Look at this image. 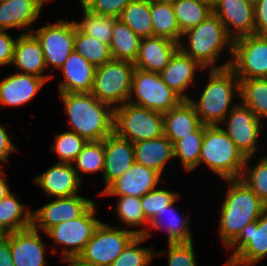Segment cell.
<instances>
[{
	"mask_svg": "<svg viewBox=\"0 0 267 266\" xmlns=\"http://www.w3.org/2000/svg\"><path fill=\"white\" fill-rule=\"evenodd\" d=\"M179 196L177 191L174 192L158 187L144 194L140 198V202L145 219L150 222L159 212H162L165 207L171 205Z\"/></svg>",
	"mask_w": 267,
	"mask_h": 266,
	"instance_id": "ee69618b",
	"label": "cell"
},
{
	"mask_svg": "<svg viewBox=\"0 0 267 266\" xmlns=\"http://www.w3.org/2000/svg\"><path fill=\"white\" fill-rule=\"evenodd\" d=\"M142 38L120 19L114 20L110 51L112 59L133 62L136 60Z\"/></svg>",
	"mask_w": 267,
	"mask_h": 266,
	"instance_id": "4dcf8cb0",
	"label": "cell"
},
{
	"mask_svg": "<svg viewBox=\"0 0 267 266\" xmlns=\"http://www.w3.org/2000/svg\"><path fill=\"white\" fill-rule=\"evenodd\" d=\"M135 70L133 62L111 59L95 69L91 94L113 109L128 102Z\"/></svg>",
	"mask_w": 267,
	"mask_h": 266,
	"instance_id": "52a82bcc",
	"label": "cell"
},
{
	"mask_svg": "<svg viewBox=\"0 0 267 266\" xmlns=\"http://www.w3.org/2000/svg\"><path fill=\"white\" fill-rule=\"evenodd\" d=\"M104 139L101 141H89L72 162L79 179L83 182L82 174L103 173L104 171ZM82 172V174H81Z\"/></svg>",
	"mask_w": 267,
	"mask_h": 266,
	"instance_id": "f35d334b",
	"label": "cell"
},
{
	"mask_svg": "<svg viewBox=\"0 0 267 266\" xmlns=\"http://www.w3.org/2000/svg\"><path fill=\"white\" fill-rule=\"evenodd\" d=\"M179 49L206 70L224 69L230 67L233 39L226 32L222 21L212 13L197 26L182 33ZM225 50L230 59L218 65V58Z\"/></svg>",
	"mask_w": 267,
	"mask_h": 266,
	"instance_id": "6da1fadb",
	"label": "cell"
},
{
	"mask_svg": "<svg viewBox=\"0 0 267 266\" xmlns=\"http://www.w3.org/2000/svg\"><path fill=\"white\" fill-rule=\"evenodd\" d=\"M40 230L33 226L10 233V250L14 266H47L46 246Z\"/></svg>",
	"mask_w": 267,
	"mask_h": 266,
	"instance_id": "ffe728a7",
	"label": "cell"
},
{
	"mask_svg": "<svg viewBox=\"0 0 267 266\" xmlns=\"http://www.w3.org/2000/svg\"><path fill=\"white\" fill-rule=\"evenodd\" d=\"M193 244L194 242L167 243L165 251H155V258L167 255V266H198Z\"/></svg>",
	"mask_w": 267,
	"mask_h": 266,
	"instance_id": "f6af8a7d",
	"label": "cell"
},
{
	"mask_svg": "<svg viewBox=\"0 0 267 266\" xmlns=\"http://www.w3.org/2000/svg\"><path fill=\"white\" fill-rule=\"evenodd\" d=\"M0 266H14L10 250V233L0 235Z\"/></svg>",
	"mask_w": 267,
	"mask_h": 266,
	"instance_id": "f907efd6",
	"label": "cell"
},
{
	"mask_svg": "<svg viewBox=\"0 0 267 266\" xmlns=\"http://www.w3.org/2000/svg\"><path fill=\"white\" fill-rule=\"evenodd\" d=\"M88 141L73 131L56 132L55 144L50 147L51 152L58 156L57 162L72 163Z\"/></svg>",
	"mask_w": 267,
	"mask_h": 266,
	"instance_id": "7bdbcfd3",
	"label": "cell"
},
{
	"mask_svg": "<svg viewBox=\"0 0 267 266\" xmlns=\"http://www.w3.org/2000/svg\"><path fill=\"white\" fill-rule=\"evenodd\" d=\"M206 70L196 60L183 53L180 49L172 56L166 67L160 72L162 80L183 100H189L187 89L192 86L197 71Z\"/></svg>",
	"mask_w": 267,
	"mask_h": 266,
	"instance_id": "7402d4cb",
	"label": "cell"
},
{
	"mask_svg": "<svg viewBox=\"0 0 267 266\" xmlns=\"http://www.w3.org/2000/svg\"><path fill=\"white\" fill-rule=\"evenodd\" d=\"M230 68L239 80L267 78V35H248L233 40Z\"/></svg>",
	"mask_w": 267,
	"mask_h": 266,
	"instance_id": "8fae6325",
	"label": "cell"
},
{
	"mask_svg": "<svg viewBox=\"0 0 267 266\" xmlns=\"http://www.w3.org/2000/svg\"><path fill=\"white\" fill-rule=\"evenodd\" d=\"M249 1H251L252 3H255L257 0H249Z\"/></svg>",
	"mask_w": 267,
	"mask_h": 266,
	"instance_id": "9f6ffc18",
	"label": "cell"
},
{
	"mask_svg": "<svg viewBox=\"0 0 267 266\" xmlns=\"http://www.w3.org/2000/svg\"><path fill=\"white\" fill-rule=\"evenodd\" d=\"M44 0H8L0 2V30L23 29L20 34L31 33L30 26L40 17ZM25 31V32H24Z\"/></svg>",
	"mask_w": 267,
	"mask_h": 266,
	"instance_id": "cb8c5ba5",
	"label": "cell"
},
{
	"mask_svg": "<svg viewBox=\"0 0 267 266\" xmlns=\"http://www.w3.org/2000/svg\"><path fill=\"white\" fill-rule=\"evenodd\" d=\"M15 43L16 37L0 30V66L12 64Z\"/></svg>",
	"mask_w": 267,
	"mask_h": 266,
	"instance_id": "7dc6e473",
	"label": "cell"
},
{
	"mask_svg": "<svg viewBox=\"0 0 267 266\" xmlns=\"http://www.w3.org/2000/svg\"><path fill=\"white\" fill-rule=\"evenodd\" d=\"M33 182L46 193L47 197L65 198L79 194L82 181L79 179L72 163L56 162Z\"/></svg>",
	"mask_w": 267,
	"mask_h": 266,
	"instance_id": "d6986e66",
	"label": "cell"
},
{
	"mask_svg": "<svg viewBox=\"0 0 267 266\" xmlns=\"http://www.w3.org/2000/svg\"><path fill=\"white\" fill-rule=\"evenodd\" d=\"M74 50L95 67L112 59L110 45L83 33L76 23Z\"/></svg>",
	"mask_w": 267,
	"mask_h": 266,
	"instance_id": "74e56055",
	"label": "cell"
},
{
	"mask_svg": "<svg viewBox=\"0 0 267 266\" xmlns=\"http://www.w3.org/2000/svg\"><path fill=\"white\" fill-rule=\"evenodd\" d=\"M104 154L102 180L105 186L99 195L135 163L133 143L117 136L114 132L104 139Z\"/></svg>",
	"mask_w": 267,
	"mask_h": 266,
	"instance_id": "e0dca14e",
	"label": "cell"
},
{
	"mask_svg": "<svg viewBox=\"0 0 267 266\" xmlns=\"http://www.w3.org/2000/svg\"><path fill=\"white\" fill-rule=\"evenodd\" d=\"M13 192L0 200V235L32 226V211Z\"/></svg>",
	"mask_w": 267,
	"mask_h": 266,
	"instance_id": "f546056e",
	"label": "cell"
},
{
	"mask_svg": "<svg viewBox=\"0 0 267 266\" xmlns=\"http://www.w3.org/2000/svg\"><path fill=\"white\" fill-rule=\"evenodd\" d=\"M164 135L174 144L194 132L202 123L189 100L163 113Z\"/></svg>",
	"mask_w": 267,
	"mask_h": 266,
	"instance_id": "4316f807",
	"label": "cell"
},
{
	"mask_svg": "<svg viewBox=\"0 0 267 266\" xmlns=\"http://www.w3.org/2000/svg\"><path fill=\"white\" fill-rule=\"evenodd\" d=\"M255 34L267 35V0L254 3Z\"/></svg>",
	"mask_w": 267,
	"mask_h": 266,
	"instance_id": "c3c4849f",
	"label": "cell"
},
{
	"mask_svg": "<svg viewBox=\"0 0 267 266\" xmlns=\"http://www.w3.org/2000/svg\"><path fill=\"white\" fill-rule=\"evenodd\" d=\"M118 19L141 38L153 36L150 0H133L124 8Z\"/></svg>",
	"mask_w": 267,
	"mask_h": 266,
	"instance_id": "d590c367",
	"label": "cell"
},
{
	"mask_svg": "<svg viewBox=\"0 0 267 266\" xmlns=\"http://www.w3.org/2000/svg\"><path fill=\"white\" fill-rule=\"evenodd\" d=\"M246 157L220 125H204L199 166L205 165L218 177L240 179Z\"/></svg>",
	"mask_w": 267,
	"mask_h": 266,
	"instance_id": "5b68a950",
	"label": "cell"
},
{
	"mask_svg": "<svg viewBox=\"0 0 267 266\" xmlns=\"http://www.w3.org/2000/svg\"><path fill=\"white\" fill-rule=\"evenodd\" d=\"M135 236L130 229L101 221L78 257L89 264L110 266Z\"/></svg>",
	"mask_w": 267,
	"mask_h": 266,
	"instance_id": "30bf717a",
	"label": "cell"
},
{
	"mask_svg": "<svg viewBox=\"0 0 267 266\" xmlns=\"http://www.w3.org/2000/svg\"><path fill=\"white\" fill-rule=\"evenodd\" d=\"M3 168L0 167V200L12 192L7 181L8 178H5L7 174Z\"/></svg>",
	"mask_w": 267,
	"mask_h": 266,
	"instance_id": "816d5d0a",
	"label": "cell"
},
{
	"mask_svg": "<svg viewBox=\"0 0 267 266\" xmlns=\"http://www.w3.org/2000/svg\"><path fill=\"white\" fill-rule=\"evenodd\" d=\"M223 266H241L234 258H228V261L226 260V263L223 264Z\"/></svg>",
	"mask_w": 267,
	"mask_h": 266,
	"instance_id": "db71d44e",
	"label": "cell"
},
{
	"mask_svg": "<svg viewBox=\"0 0 267 266\" xmlns=\"http://www.w3.org/2000/svg\"><path fill=\"white\" fill-rule=\"evenodd\" d=\"M11 65H14L13 67L18 73L41 77L47 82L55 77L51 73L44 74L47 67L43 50L38 39L32 33L19 34L16 38Z\"/></svg>",
	"mask_w": 267,
	"mask_h": 266,
	"instance_id": "44dd1931",
	"label": "cell"
},
{
	"mask_svg": "<svg viewBox=\"0 0 267 266\" xmlns=\"http://www.w3.org/2000/svg\"><path fill=\"white\" fill-rule=\"evenodd\" d=\"M178 49V42L157 36L145 37L133 64L137 69L160 73Z\"/></svg>",
	"mask_w": 267,
	"mask_h": 266,
	"instance_id": "484cf974",
	"label": "cell"
},
{
	"mask_svg": "<svg viewBox=\"0 0 267 266\" xmlns=\"http://www.w3.org/2000/svg\"><path fill=\"white\" fill-rule=\"evenodd\" d=\"M212 13L233 40L255 34L254 3L249 0H212Z\"/></svg>",
	"mask_w": 267,
	"mask_h": 266,
	"instance_id": "2e32d148",
	"label": "cell"
},
{
	"mask_svg": "<svg viewBox=\"0 0 267 266\" xmlns=\"http://www.w3.org/2000/svg\"><path fill=\"white\" fill-rule=\"evenodd\" d=\"M70 131L89 141H101L113 133L114 109L91 92L59 93Z\"/></svg>",
	"mask_w": 267,
	"mask_h": 266,
	"instance_id": "7a4b0ae2",
	"label": "cell"
},
{
	"mask_svg": "<svg viewBox=\"0 0 267 266\" xmlns=\"http://www.w3.org/2000/svg\"><path fill=\"white\" fill-rule=\"evenodd\" d=\"M253 156L247 157L240 180L267 205V160L262 156L250 166Z\"/></svg>",
	"mask_w": 267,
	"mask_h": 266,
	"instance_id": "b9f144b4",
	"label": "cell"
},
{
	"mask_svg": "<svg viewBox=\"0 0 267 266\" xmlns=\"http://www.w3.org/2000/svg\"><path fill=\"white\" fill-rule=\"evenodd\" d=\"M240 101L263 124L267 119V78L239 80Z\"/></svg>",
	"mask_w": 267,
	"mask_h": 266,
	"instance_id": "d6a6232c",
	"label": "cell"
},
{
	"mask_svg": "<svg viewBox=\"0 0 267 266\" xmlns=\"http://www.w3.org/2000/svg\"><path fill=\"white\" fill-rule=\"evenodd\" d=\"M241 266H254L267 256V208L257 221L246 225L239 236L227 247Z\"/></svg>",
	"mask_w": 267,
	"mask_h": 266,
	"instance_id": "5bb4252c",
	"label": "cell"
},
{
	"mask_svg": "<svg viewBox=\"0 0 267 266\" xmlns=\"http://www.w3.org/2000/svg\"><path fill=\"white\" fill-rule=\"evenodd\" d=\"M220 127L228 134L240 152L247 158L258 151L262 122L240 101L227 114ZM225 125V126H224Z\"/></svg>",
	"mask_w": 267,
	"mask_h": 266,
	"instance_id": "4fadbf2b",
	"label": "cell"
},
{
	"mask_svg": "<svg viewBox=\"0 0 267 266\" xmlns=\"http://www.w3.org/2000/svg\"><path fill=\"white\" fill-rule=\"evenodd\" d=\"M96 67L75 50L59 69L62 81L58 84L59 93L91 92Z\"/></svg>",
	"mask_w": 267,
	"mask_h": 266,
	"instance_id": "d4e9b609",
	"label": "cell"
},
{
	"mask_svg": "<svg viewBox=\"0 0 267 266\" xmlns=\"http://www.w3.org/2000/svg\"><path fill=\"white\" fill-rule=\"evenodd\" d=\"M95 201L79 194L55 198L32 210V226L43 232V235L53 226L80 217Z\"/></svg>",
	"mask_w": 267,
	"mask_h": 266,
	"instance_id": "9a60e30c",
	"label": "cell"
},
{
	"mask_svg": "<svg viewBox=\"0 0 267 266\" xmlns=\"http://www.w3.org/2000/svg\"><path fill=\"white\" fill-rule=\"evenodd\" d=\"M162 176L143 165L134 163L127 172L114 181L101 196H134L141 198L160 186ZM160 183V184H159Z\"/></svg>",
	"mask_w": 267,
	"mask_h": 266,
	"instance_id": "ac0fdd59",
	"label": "cell"
},
{
	"mask_svg": "<svg viewBox=\"0 0 267 266\" xmlns=\"http://www.w3.org/2000/svg\"><path fill=\"white\" fill-rule=\"evenodd\" d=\"M153 36L180 42L182 33L174 13L172 2L150 0Z\"/></svg>",
	"mask_w": 267,
	"mask_h": 266,
	"instance_id": "1f68e13d",
	"label": "cell"
},
{
	"mask_svg": "<svg viewBox=\"0 0 267 266\" xmlns=\"http://www.w3.org/2000/svg\"><path fill=\"white\" fill-rule=\"evenodd\" d=\"M172 6L181 33L197 26L212 14L210 0H175Z\"/></svg>",
	"mask_w": 267,
	"mask_h": 266,
	"instance_id": "836d02e7",
	"label": "cell"
},
{
	"mask_svg": "<svg viewBox=\"0 0 267 266\" xmlns=\"http://www.w3.org/2000/svg\"><path fill=\"white\" fill-rule=\"evenodd\" d=\"M64 262H66L69 266H97L94 264L86 263L82 261L79 257H73L65 260Z\"/></svg>",
	"mask_w": 267,
	"mask_h": 266,
	"instance_id": "f5cc1de1",
	"label": "cell"
},
{
	"mask_svg": "<svg viewBox=\"0 0 267 266\" xmlns=\"http://www.w3.org/2000/svg\"><path fill=\"white\" fill-rule=\"evenodd\" d=\"M227 192L220 206L219 238L226 248L242 229L257 221L267 205L240 179H225Z\"/></svg>",
	"mask_w": 267,
	"mask_h": 266,
	"instance_id": "3957f363",
	"label": "cell"
},
{
	"mask_svg": "<svg viewBox=\"0 0 267 266\" xmlns=\"http://www.w3.org/2000/svg\"><path fill=\"white\" fill-rule=\"evenodd\" d=\"M182 100L162 80L160 73L135 68L129 103L165 113L177 106Z\"/></svg>",
	"mask_w": 267,
	"mask_h": 266,
	"instance_id": "9c48e42d",
	"label": "cell"
},
{
	"mask_svg": "<svg viewBox=\"0 0 267 266\" xmlns=\"http://www.w3.org/2000/svg\"><path fill=\"white\" fill-rule=\"evenodd\" d=\"M207 84L199 98L189 99L203 125H221L227 114L239 103L240 83L235 72L230 68L209 69Z\"/></svg>",
	"mask_w": 267,
	"mask_h": 266,
	"instance_id": "277c9868",
	"label": "cell"
},
{
	"mask_svg": "<svg viewBox=\"0 0 267 266\" xmlns=\"http://www.w3.org/2000/svg\"><path fill=\"white\" fill-rule=\"evenodd\" d=\"M31 33L41 45L46 67H53L52 70L60 69L74 51L75 19H60L56 23L34 28Z\"/></svg>",
	"mask_w": 267,
	"mask_h": 266,
	"instance_id": "7c38bea8",
	"label": "cell"
},
{
	"mask_svg": "<svg viewBox=\"0 0 267 266\" xmlns=\"http://www.w3.org/2000/svg\"><path fill=\"white\" fill-rule=\"evenodd\" d=\"M7 132L8 131H6V126L0 125V167H4V162H9V154L14 151H18Z\"/></svg>",
	"mask_w": 267,
	"mask_h": 266,
	"instance_id": "681fc988",
	"label": "cell"
},
{
	"mask_svg": "<svg viewBox=\"0 0 267 266\" xmlns=\"http://www.w3.org/2000/svg\"><path fill=\"white\" fill-rule=\"evenodd\" d=\"M96 214L97 205L94 202L80 217L61 222L45 233L55 244L62 246V262L78 257L83 252L101 223V220L96 218Z\"/></svg>",
	"mask_w": 267,
	"mask_h": 266,
	"instance_id": "ba28073f",
	"label": "cell"
},
{
	"mask_svg": "<svg viewBox=\"0 0 267 266\" xmlns=\"http://www.w3.org/2000/svg\"><path fill=\"white\" fill-rule=\"evenodd\" d=\"M203 136L204 125L201 124L194 132L173 144L174 159H179L181 167L187 172L198 168Z\"/></svg>",
	"mask_w": 267,
	"mask_h": 266,
	"instance_id": "8d00e7d4",
	"label": "cell"
},
{
	"mask_svg": "<svg viewBox=\"0 0 267 266\" xmlns=\"http://www.w3.org/2000/svg\"><path fill=\"white\" fill-rule=\"evenodd\" d=\"M47 81L41 77L15 72L0 80V104L21 107L32 101Z\"/></svg>",
	"mask_w": 267,
	"mask_h": 266,
	"instance_id": "603a6c76",
	"label": "cell"
},
{
	"mask_svg": "<svg viewBox=\"0 0 267 266\" xmlns=\"http://www.w3.org/2000/svg\"><path fill=\"white\" fill-rule=\"evenodd\" d=\"M147 241L142 235H136L124 248L122 253L110 266H148L155 258V250L151 247H141L139 244Z\"/></svg>",
	"mask_w": 267,
	"mask_h": 266,
	"instance_id": "60d3db41",
	"label": "cell"
},
{
	"mask_svg": "<svg viewBox=\"0 0 267 266\" xmlns=\"http://www.w3.org/2000/svg\"><path fill=\"white\" fill-rule=\"evenodd\" d=\"M116 214L118 219L125 225L130 227L132 232L136 235L145 236L147 239L151 237L150 230L148 229L149 222L145 219L144 213L141 208L139 197L134 196H117ZM145 225V227H144ZM142 229H133L134 227H141Z\"/></svg>",
	"mask_w": 267,
	"mask_h": 266,
	"instance_id": "e575fe53",
	"label": "cell"
},
{
	"mask_svg": "<svg viewBox=\"0 0 267 266\" xmlns=\"http://www.w3.org/2000/svg\"><path fill=\"white\" fill-rule=\"evenodd\" d=\"M80 5L82 6L83 18H80L79 21L75 19L76 26L83 33L110 44L116 18L92 13L81 3Z\"/></svg>",
	"mask_w": 267,
	"mask_h": 266,
	"instance_id": "ab89813d",
	"label": "cell"
},
{
	"mask_svg": "<svg viewBox=\"0 0 267 266\" xmlns=\"http://www.w3.org/2000/svg\"><path fill=\"white\" fill-rule=\"evenodd\" d=\"M113 132L133 144L159 138L164 135L163 113L126 102L114 109Z\"/></svg>",
	"mask_w": 267,
	"mask_h": 266,
	"instance_id": "8992f818",
	"label": "cell"
},
{
	"mask_svg": "<svg viewBox=\"0 0 267 266\" xmlns=\"http://www.w3.org/2000/svg\"><path fill=\"white\" fill-rule=\"evenodd\" d=\"M179 199L180 196L171 205L165 207L162 212H159L148 225L149 229L164 231L167 236V243L193 242L189 215L181 218L180 214L175 211L174 206Z\"/></svg>",
	"mask_w": 267,
	"mask_h": 266,
	"instance_id": "f1b7e54d",
	"label": "cell"
},
{
	"mask_svg": "<svg viewBox=\"0 0 267 266\" xmlns=\"http://www.w3.org/2000/svg\"><path fill=\"white\" fill-rule=\"evenodd\" d=\"M133 0H81L80 3L90 12L119 18L124 8Z\"/></svg>",
	"mask_w": 267,
	"mask_h": 266,
	"instance_id": "bcb514c9",
	"label": "cell"
},
{
	"mask_svg": "<svg viewBox=\"0 0 267 266\" xmlns=\"http://www.w3.org/2000/svg\"><path fill=\"white\" fill-rule=\"evenodd\" d=\"M135 163L155 170L162 177L168 161L174 159L173 143L165 136L133 144Z\"/></svg>",
	"mask_w": 267,
	"mask_h": 266,
	"instance_id": "83f0119b",
	"label": "cell"
},
{
	"mask_svg": "<svg viewBox=\"0 0 267 266\" xmlns=\"http://www.w3.org/2000/svg\"><path fill=\"white\" fill-rule=\"evenodd\" d=\"M157 1L174 2L175 0H157Z\"/></svg>",
	"mask_w": 267,
	"mask_h": 266,
	"instance_id": "11a10c76",
	"label": "cell"
}]
</instances>
